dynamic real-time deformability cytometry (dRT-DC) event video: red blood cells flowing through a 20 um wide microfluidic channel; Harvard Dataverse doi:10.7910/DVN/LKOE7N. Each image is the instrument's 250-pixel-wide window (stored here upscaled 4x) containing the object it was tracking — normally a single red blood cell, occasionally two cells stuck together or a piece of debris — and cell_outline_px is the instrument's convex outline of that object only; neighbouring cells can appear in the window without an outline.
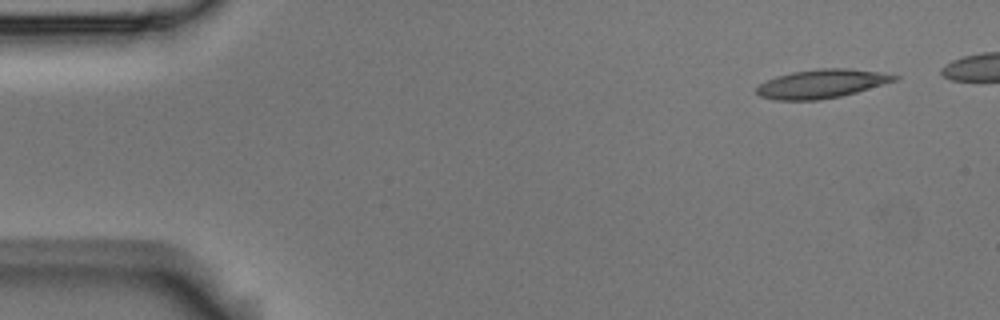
{"species": "Egyptian fruit bat (a non-hibernating species)", "species_latin": "Rousettus aegyptiacus", "temperature_condition": "room temperature", "stored_images_in_passage": 45, "camera_frame_rate_fps": 3000, "um_per_image_px": 0.085, "animal": {"sex": "male"}, "frame": {"image": 1, "passage_image": 1, "time_ms": 0.0, "image_size_px": [1000, 320], "cell_outline_px": [[900, 76], [896, 80], [856, 92], [840, 96], [816, 100], [772, 100], [760, 96], [756, 92], [756, 88], [760, 84], [776, 76], [792, 72], [824, 68], [848, 68], [876, 72]], "centroid_in_image_um": [69.79, 7.12], "position_along_channel_um": 15.2, "area_um2": 22.72}}
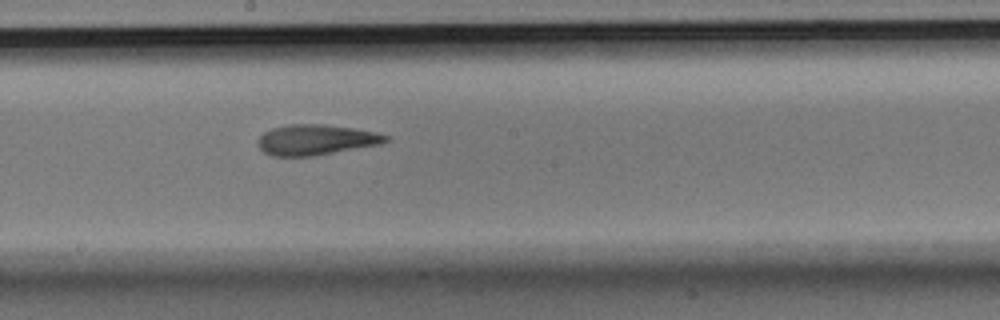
{"frame": {"image": 2, "passage_image": 26, "time_ms": 8.333, "image_size_px": [1000, 320], "cell_outline_px": [[388, 140], [380, 144], [316, 156], [272, 156], [264, 152], [260, 148], [260, 136], [264, 132], [272, 128], [288, 124], [324, 124], [352, 128], [376, 132], [388, 136]], "centroid_in_image_um": [26.86, 11.88], "position_along_channel_um": 221.3, "area_um2": 22.54}}
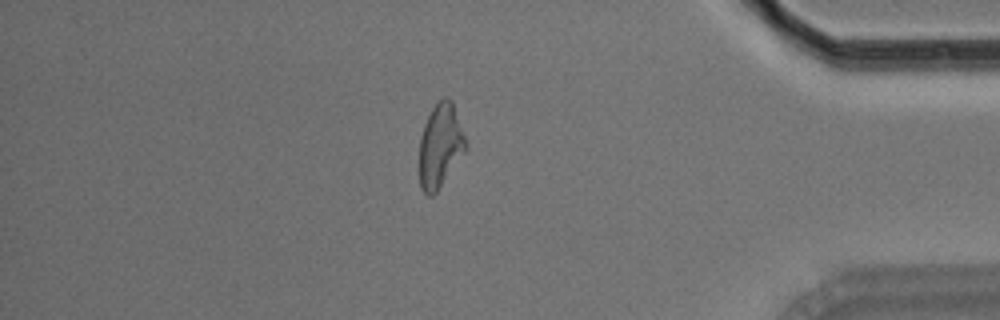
{"frame": {"image": 3, "passage_image": 43, "time_ms": 14.0, "image_size_px": [1000, 320], "cell_outline_px": [[468, 148], [436, 192], [432, 196], [428, 196], [420, 188], [420, 136], [424, 124], [432, 108], [444, 96], [448, 96], [452, 100], [468, 144]], "centroid_in_image_um": [37.44, 12.37], "position_along_channel_um": 397.8, "area_um2": 22.66}}